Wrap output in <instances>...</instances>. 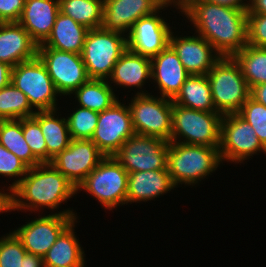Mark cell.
<instances>
[{
  "label": "cell",
  "mask_w": 266,
  "mask_h": 267,
  "mask_svg": "<svg viewBox=\"0 0 266 267\" xmlns=\"http://www.w3.org/2000/svg\"><path fill=\"white\" fill-rule=\"evenodd\" d=\"M221 56L232 57L247 45V10L202 0L185 14Z\"/></svg>",
  "instance_id": "obj_1"
},
{
  "label": "cell",
  "mask_w": 266,
  "mask_h": 267,
  "mask_svg": "<svg viewBox=\"0 0 266 267\" xmlns=\"http://www.w3.org/2000/svg\"><path fill=\"white\" fill-rule=\"evenodd\" d=\"M75 193V186L51 163H41L29 168L20 183L7 194L8 211H37L43 207L53 210Z\"/></svg>",
  "instance_id": "obj_2"
},
{
  "label": "cell",
  "mask_w": 266,
  "mask_h": 267,
  "mask_svg": "<svg viewBox=\"0 0 266 267\" xmlns=\"http://www.w3.org/2000/svg\"><path fill=\"white\" fill-rule=\"evenodd\" d=\"M219 147L170 142L167 170L175 187L178 183L195 185L209 176L222 162Z\"/></svg>",
  "instance_id": "obj_3"
},
{
  "label": "cell",
  "mask_w": 266,
  "mask_h": 267,
  "mask_svg": "<svg viewBox=\"0 0 266 267\" xmlns=\"http://www.w3.org/2000/svg\"><path fill=\"white\" fill-rule=\"evenodd\" d=\"M207 77L216 111L222 115L238 113L250 97V88L235 59L222 56Z\"/></svg>",
  "instance_id": "obj_4"
},
{
  "label": "cell",
  "mask_w": 266,
  "mask_h": 267,
  "mask_svg": "<svg viewBox=\"0 0 266 267\" xmlns=\"http://www.w3.org/2000/svg\"><path fill=\"white\" fill-rule=\"evenodd\" d=\"M222 117L219 112L198 111L173 103L171 142L219 147ZM180 137L185 139L181 141Z\"/></svg>",
  "instance_id": "obj_5"
},
{
  "label": "cell",
  "mask_w": 266,
  "mask_h": 267,
  "mask_svg": "<svg viewBox=\"0 0 266 267\" xmlns=\"http://www.w3.org/2000/svg\"><path fill=\"white\" fill-rule=\"evenodd\" d=\"M124 36L102 27L89 29L81 53L89 79L108 80L116 62L127 50Z\"/></svg>",
  "instance_id": "obj_6"
},
{
  "label": "cell",
  "mask_w": 266,
  "mask_h": 267,
  "mask_svg": "<svg viewBox=\"0 0 266 267\" xmlns=\"http://www.w3.org/2000/svg\"><path fill=\"white\" fill-rule=\"evenodd\" d=\"M128 172L113 156L105 158L77 187L96 198L105 209L127 204Z\"/></svg>",
  "instance_id": "obj_7"
},
{
  "label": "cell",
  "mask_w": 266,
  "mask_h": 267,
  "mask_svg": "<svg viewBox=\"0 0 266 267\" xmlns=\"http://www.w3.org/2000/svg\"><path fill=\"white\" fill-rule=\"evenodd\" d=\"M132 126L136 134L153 136L171 142L172 108L171 99L153 97L138 92L129 104Z\"/></svg>",
  "instance_id": "obj_8"
},
{
  "label": "cell",
  "mask_w": 266,
  "mask_h": 267,
  "mask_svg": "<svg viewBox=\"0 0 266 267\" xmlns=\"http://www.w3.org/2000/svg\"><path fill=\"white\" fill-rule=\"evenodd\" d=\"M11 83L27 96L32 108L38 111L57 109L56 94L59 93L38 56L14 66Z\"/></svg>",
  "instance_id": "obj_9"
},
{
  "label": "cell",
  "mask_w": 266,
  "mask_h": 267,
  "mask_svg": "<svg viewBox=\"0 0 266 267\" xmlns=\"http://www.w3.org/2000/svg\"><path fill=\"white\" fill-rule=\"evenodd\" d=\"M169 143L159 137L134 133L113 157L128 173L167 169Z\"/></svg>",
  "instance_id": "obj_10"
},
{
  "label": "cell",
  "mask_w": 266,
  "mask_h": 267,
  "mask_svg": "<svg viewBox=\"0 0 266 267\" xmlns=\"http://www.w3.org/2000/svg\"><path fill=\"white\" fill-rule=\"evenodd\" d=\"M218 149L221 160L235 163H242L261 150L266 153L254 129L238 113L223 115Z\"/></svg>",
  "instance_id": "obj_11"
},
{
  "label": "cell",
  "mask_w": 266,
  "mask_h": 267,
  "mask_svg": "<svg viewBox=\"0 0 266 267\" xmlns=\"http://www.w3.org/2000/svg\"><path fill=\"white\" fill-rule=\"evenodd\" d=\"M37 56L45 65L60 95H71L89 80L80 54L38 46Z\"/></svg>",
  "instance_id": "obj_12"
},
{
  "label": "cell",
  "mask_w": 266,
  "mask_h": 267,
  "mask_svg": "<svg viewBox=\"0 0 266 267\" xmlns=\"http://www.w3.org/2000/svg\"><path fill=\"white\" fill-rule=\"evenodd\" d=\"M73 210L49 214L36 218L14 230L28 253L44 256L57 241L59 235L72 223L76 222Z\"/></svg>",
  "instance_id": "obj_13"
},
{
  "label": "cell",
  "mask_w": 266,
  "mask_h": 267,
  "mask_svg": "<svg viewBox=\"0 0 266 267\" xmlns=\"http://www.w3.org/2000/svg\"><path fill=\"white\" fill-rule=\"evenodd\" d=\"M134 133L130 109L118 100L110 108L99 112L91 141L105 156H113Z\"/></svg>",
  "instance_id": "obj_14"
},
{
  "label": "cell",
  "mask_w": 266,
  "mask_h": 267,
  "mask_svg": "<svg viewBox=\"0 0 266 267\" xmlns=\"http://www.w3.org/2000/svg\"><path fill=\"white\" fill-rule=\"evenodd\" d=\"M104 158L105 155L93 141L72 139L69 146L50 163L77 189Z\"/></svg>",
  "instance_id": "obj_15"
},
{
  "label": "cell",
  "mask_w": 266,
  "mask_h": 267,
  "mask_svg": "<svg viewBox=\"0 0 266 267\" xmlns=\"http://www.w3.org/2000/svg\"><path fill=\"white\" fill-rule=\"evenodd\" d=\"M159 10L136 21L127 34V49L133 53L153 58L169 45L172 32Z\"/></svg>",
  "instance_id": "obj_16"
},
{
  "label": "cell",
  "mask_w": 266,
  "mask_h": 267,
  "mask_svg": "<svg viewBox=\"0 0 266 267\" xmlns=\"http://www.w3.org/2000/svg\"><path fill=\"white\" fill-rule=\"evenodd\" d=\"M163 8L162 0H103L102 28L129 34L136 21Z\"/></svg>",
  "instance_id": "obj_17"
},
{
  "label": "cell",
  "mask_w": 266,
  "mask_h": 267,
  "mask_svg": "<svg viewBox=\"0 0 266 267\" xmlns=\"http://www.w3.org/2000/svg\"><path fill=\"white\" fill-rule=\"evenodd\" d=\"M169 45L177 53L178 58L189 75H207L209 70L222 57L200 35L179 36L177 38L171 32Z\"/></svg>",
  "instance_id": "obj_18"
},
{
  "label": "cell",
  "mask_w": 266,
  "mask_h": 267,
  "mask_svg": "<svg viewBox=\"0 0 266 267\" xmlns=\"http://www.w3.org/2000/svg\"><path fill=\"white\" fill-rule=\"evenodd\" d=\"M188 76L177 53L170 45L151 58V79L157 82L163 98L173 100Z\"/></svg>",
  "instance_id": "obj_19"
},
{
  "label": "cell",
  "mask_w": 266,
  "mask_h": 267,
  "mask_svg": "<svg viewBox=\"0 0 266 267\" xmlns=\"http://www.w3.org/2000/svg\"><path fill=\"white\" fill-rule=\"evenodd\" d=\"M38 45L19 22H0V62L12 68L37 56Z\"/></svg>",
  "instance_id": "obj_20"
},
{
  "label": "cell",
  "mask_w": 266,
  "mask_h": 267,
  "mask_svg": "<svg viewBox=\"0 0 266 267\" xmlns=\"http://www.w3.org/2000/svg\"><path fill=\"white\" fill-rule=\"evenodd\" d=\"M59 12V0H25L24 9L18 22L39 46L51 34Z\"/></svg>",
  "instance_id": "obj_21"
},
{
  "label": "cell",
  "mask_w": 266,
  "mask_h": 267,
  "mask_svg": "<svg viewBox=\"0 0 266 267\" xmlns=\"http://www.w3.org/2000/svg\"><path fill=\"white\" fill-rule=\"evenodd\" d=\"M174 187L167 169L128 173L127 204L152 200Z\"/></svg>",
  "instance_id": "obj_22"
},
{
  "label": "cell",
  "mask_w": 266,
  "mask_h": 267,
  "mask_svg": "<svg viewBox=\"0 0 266 267\" xmlns=\"http://www.w3.org/2000/svg\"><path fill=\"white\" fill-rule=\"evenodd\" d=\"M88 31L89 29L86 26L77 23L71 17L59 12L51 34L39 46H46L55 50L81 55Z\"/></svg>",
  "instance_id": "obj_23"
},
{
  "label": "cell",
  "mask_w": 266,
  "mask_h": 267,
  "mask_svg": "<svg viewBox=\"0 0 266 267\" xmlns=\"http://www.w3.org/2000/svg\"><path fill=\"white\" fill-rule=\"evenodd\" d=\"M151 79V59L126 50L116 62L109 77L116 85L123 87H143Z\"/></svg>",
  "instance_id": "obj_24"
},
{
  "label": "cell",
  "mask_w": 266,
  "mask_h": 267,
  "mask_svg": "<svg viewBox=\"0 0 266 267\" xmlns=\"http://www.w3.org/2000/svg\"><path fill=\"white\" fill-rule=\"evenodd\" d=\"M72 222L43 256L45 267H85L84 252L74 233Z\"/></svg>",
  "instance_id": "obj_25"
},
{
  "label": "cell",
  "mask_w": 266,
  "mask_h": 267,
  "mask_svg": "<svg viewBox=\"0 0 266 267\" xmlns=\"http://www.w3.org/2000/svg\"><path fill=\"white\" fill-rule=\"evenodd\" d=\"M56 111H38V124L47 146V163H50L54 157L66 149L72 140L67 119L56 118Z\"/></svg>",
  "instance_id": "obj_26"
},
{
  "label": "cell",
  "mask_w": 266,
  "mask_h": 267,
  "mask_svg": "<svg viewBox=\"0 0 266 267\" xmlns=\"http://www.w3.org/2000/svg\"><path fill=\"white\" fill-rule=\"evenodd\" d=\"M172 102L198 111L217 112L207 75H189Z\"/></svg>",
  "instance_id": "obj_27"
},
{
  "label": "cell",
  "mask_w": 266,
  "mask_h": 267,
  "mask_svg": "<svg viewBox=\"0 0 266 267\" xmlns=\"http://www.w3.org/2000/svg\"><path fill=\"white\" fill-rule=\"evenodd\" d=\"M108 80L89 79L73 92L80 107L102 112L118 101Z\"/></svg>",
  "instance_id": "obj_28"
},
{
  "label": "cell",
  "mask_w": 266,
  "mask_h": 267,
  "mask_svg": "<svg viewBox=\"0 0 266 267\" xmlns=\"http://www.w3.org/2000/svg\"><path fill=\"white\" fill-rule=\"evenodd\" d=\"M0 144L15 154L29 168L42 162L32 153L22 132V119L0 120Z\"/></svg>",
  "instance_id": "obj_29"
},
{
  "label": "cell",
  "mask_w": 266,
  "mask_h": 267,
  "mask_svg": "<svg viewBox=\"0 0 266 267\" xmlns=\"http://www.w3.org/2000/svg\"><path fill=\"white\" fill-rule=\"evenodd\" d=\"M232 57L240 66L250 89L266 82V47L247 44Z\"/></svg>",
  "instance_id": "obj_30"
},
{
  "label": "cell",
  "mask_w": 266,
  "mask_h": 267,
  "mask_svg": "<svg viewBox=\"0 0 266 267\" xmlns=\"http://www.w3.org/2000/svg\"><path fill=\"white\" fill-rule=\"evenodd\" d=\"M60 12L88 29L102 27L103 0H59Z\"/></svg>",
  "instance_id": "obj_31"
},
{
  "label": "cell",
  "mask_w": 266,
  "mask_h": 267,
  "mask_svg": "<svg viewBox=\"0 0 266 267\" xmlns=\"http://www.w3.org/2000/svg\"><path fill=\"white\" fill-rule=\"evenodd\" d=\"M27 96L11 82L0 89V120H15L32 117L36 111Z\"/></svg>",
  "instance_id": "obj_32"
},
{
  "label": "cell",
  "mask_w": 266,
  "mask_h": 267,
  "mask_svg": "<svg viewBox=\"0 0 266 267\" xmlns=\"http://www.w3.org/2000/svg\"><path fill=\"white\" fill-rule=\"evenodd\" d=\"M99 112L80 107L67 117L71 139L91 140L97 127Z\"/></svg>",
  "instance_id": "obj_33"
},
{
  "label": "cell",
  "mask_w": 266,
  "mask_h": 267,
  "mask_svg": "<svg viewBox=\"0 0 266 267\" xmlns=\"http://www.w3.org/2000/svg\"><path fill=\"white\" fill-rule=\"evenodd\" d=\"M22 132L32 153L42 163H47V146L38 124V111L32 117L22 118Z\"/></svg>",
  "instance_id": "obj_34"
},
{
  "label": "cell",
  "mask_w": 266,
  "mask_h": 267,
  "mask_svg": "<svg viewBox=\"0 0 266 267\" xmlns=\"http://www.w3.org/2000/svg\"><path fill=\"white\" fill-rule=\"evenodd\" d=\"M26 253V249L13 232L0 239V267H25Z\"/></svg>",
  "instance_id": "obj_35"
},
{
  "label": "cell",
  "mask_w": 266,
  "mask_h": 267,
  "mask_svg": "<svg viewBox=\"0 0 266 267\" xmlns=\"http://www.w3.org/2000/svg\"><path fill=\"white\" fill-rule=\"evenodd\" d=\"M238 114L250 124L266 148V107L249 97Z\"/></svg>",
  "instance_id": "obj_36"
},
{
  "label": "cell",
  "mask_w": 266,
  "mask_h": 267,
  "mask_svg": "<svg viewBox=\"0 0 266 267\" xmlns=\"http://www.w3.org/2000/svg\"><path fill=\"white\" fill-rule=\"evenodd\" d=\"M29 167L19 159L15 154L0 144V175L10 177H19L10 185L9 191H12L27 174Z\"/></svg>",
  "instance_id": "obj_37"
},
{
  "label": "cell",
  "mask_w": 266,
  "mask_h": 267,
  "mask_svg": "<svg viewBox=\"0 0 266 267\" xmlns=\"http://www.w3.org/2000/svg\"><path fill=\"white\" fill-rule=\"evenodd\" d=\"M247 44L266 47V14L247 13Z\"/></svg>",
  "instance_id": "obj_38"
},
{
  "label": "cell",
  "mask_w": 266,
  "mask_h": 267,
  "mask_svg": "<svg viewBox=\"0 0 266 267\" xmlns=\"http://www.w3.org/2000/svg\"><path fill=\"white\" fill-rule=\"evenodd\" d=\"M25 0H0V22H18Z\"/></svg>",
  "instance_id": "obj_39"
},
{
  "label": "cell",
  "mask_w": 266,
  "mask_h": 267,
  "mask_svg": "<svg viewBox=\"0 0 266 267\" xmlns=\"http://www.w3.org/2000/svg\"><path fill=\"white\" fill-rule=\"evenodd\" d=\"M202 0H162L163 7H168L172 3L174 6H178V9L182 10L183 14L189 12L196 4L200 3ZM170 4V5H169ZM167 5V6H166Z\"/></svg>",
  "instance_id": "obj_40"
},
{
  "label": "cell",
  "mask_w": 266,
  "mask_h": 267,
  "mask_svg": "<svg viewBox=\"0 0 266 267\" xmlns=\"http://www.w3.org/2000/svg\"><path fill=\"white\" fill-rule=\"evenodd\" d=\"M250 97L266 107V82L252 87Z\"/></svg>",
  "instance_id": "obj_41"
},
{
  "label": "cell",
  "mask_w": 266,
  "mask_h": 267,
  "mask_svg": "<svg viewBox=\"0 0 266 267\" xmlns=\"http://www.w3.org/2000/svg\"><path fill=\"white\" fill-rule=\"evenodd\" d=\"M11 69L8 64L0 62V89L11 82Z\"/></svg>",
  "instance_id": "obj_42"
},
{
  "label": "cell",
  "mask_w": 266,
  "mask_h": 267,
  "mask_svg": "<svg viewBox=\"0 0 266 267\" xmlns=\"http://www.w3.org/2000/svg\"><path fill=\"white\" fill-rule=\"evenodd\" d=\"M208 2L224 5L228 7L241 8L248 10L250 3H244L242 0H206Z\"/></svg>",
  "instance_id": "obj_43"
},
{
  "label": "cell",
  "mask_w": 266,
  "mask_h": 267,
  "mask_svg": "<svg viewBox=\"0 0 266 267\" xmlns=\"http://www.w3.org/2000/svg\"><path fill=\"white\" fill-rule=\"evenodd\" d=\"M25 267H45L43 256L27 252L25 254Z\"/></svg>",
  "instance_id": "obj_44"
},
{
  "label": "cell",
  "mask_w": 266,
  "mask_h": 267,
  "mask_svg": "<svg viewBox=\"0 0 266 267\" xmlns=\"http://www.w3.org/2000/svg\"><path fill=\"white\" fill-rule=\"evenodd\" d=\"M249 2L247 13L266 14V0H249Z\"/></svg>",
  "instance_id": "obj_45"
},
{
  "label": "cell",
  "mask_w": 266,
  "mask_h": 267,
  "mask_svg": "<svg viewBox=\"0 0 266 267\" xmlns=\"http://www.w3.org/2000/svg\"><path fill=\"white\" fill-rule=\"evenodd\" d=\"M8 212V197L7 193L0 192V213Z\"/></svg>",
  "instance_id": "obj_46"
}]
</instances>
